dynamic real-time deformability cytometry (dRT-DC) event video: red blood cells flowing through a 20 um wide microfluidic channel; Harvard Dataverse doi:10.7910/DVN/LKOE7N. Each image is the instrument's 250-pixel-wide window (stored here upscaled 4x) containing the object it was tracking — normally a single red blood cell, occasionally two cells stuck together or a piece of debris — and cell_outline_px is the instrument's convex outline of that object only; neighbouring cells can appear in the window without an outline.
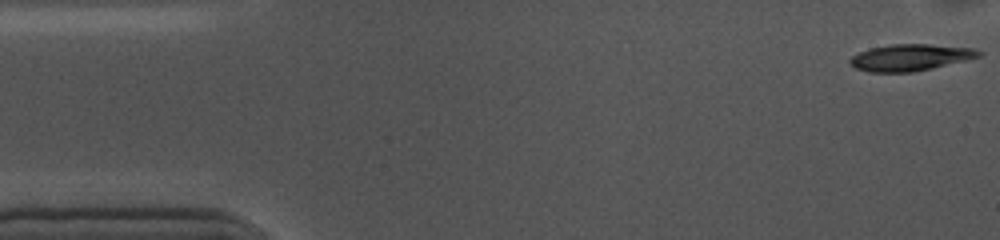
{"species": "common noctule bat (a hibernating species)", "species_latin": "Nyctalus noctula", "temperature_condition": "cold", "stored_images_in_passage": 51, "camera_frame_rate_fps": 3000, "um_per_image_px": 0.085, "animal": {"sex": "female", "body_mass_g": 10.0, "forearm_length_mm": 53.1}, "frame": {"image": 1, "passage_image": 1, "time_ms": 0.0, "image_size_px": [1000, 240], "cell_outline_px": [[984, 52], [980, 56], [932, 68], [912, 72], [868, 72], [856, 68], [848, 60], [852, 56], [860, 52], [872, 48], [892, 44], [928, 44], [972, 48]], "centroid_in_image_um": [77.37, 4.88], "position_along_channel_um": 7.6, "area_um2": 19.65}}
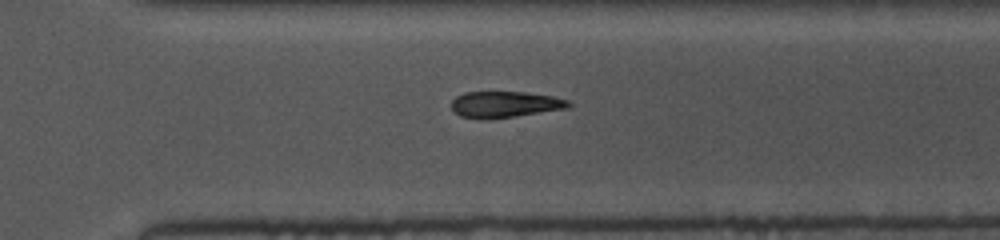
{"frame": {"image": 2, "passage_image": 37, "time_ms": 12.0, "image_size_px": [1000, 240], "cell_outline_px": [[572, 104], [568, 108], [516, 116], [484, 120], [480, 120], [460, 116], [452, 108], [452, 100], [456, 96], [464, 92], [524, 92], [552, 96], [568, 100]], "centroid_in_image_um": [42.9, 8.88], "position_along_channel_um": 327.7, "area_um2": 17.98}}
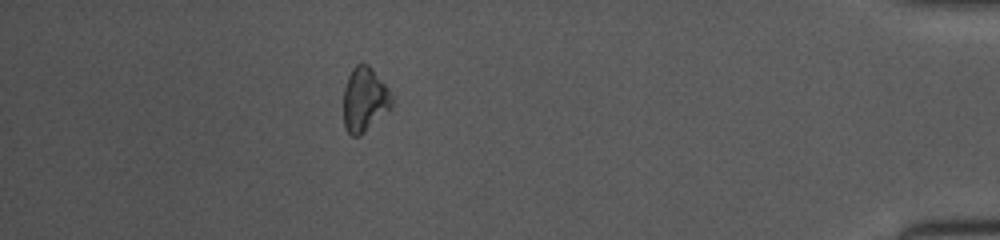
{"frame": {"image": 3, "passage_image": 48, "time_ms": 15.667, "image_size_px": [1000, 240], "cell_outline_px": [[392, 104], [360, 136], [352, 136], [348, 132], [344, 124], [344, 88], [348, 76], [352, 68], [360, 60], [364, 60], [372, 68], [388, 88], [392, 96]], "centroid_in_image_um": [30.96, 8.39], "position_along_channel_um": 404.2, "area_um2": 17.92}, "authors_computed_cell_mechanics": {"area_um2": 19.5942, "velocity_mm_per_s": 3.5785, "shape_relaxation_time_tau1_ms": 2.9202, "shape_relaxation_time_tau2_ms": null, "deformation_change_tau1": 0.0983, "deformation_change_tau2": null}}